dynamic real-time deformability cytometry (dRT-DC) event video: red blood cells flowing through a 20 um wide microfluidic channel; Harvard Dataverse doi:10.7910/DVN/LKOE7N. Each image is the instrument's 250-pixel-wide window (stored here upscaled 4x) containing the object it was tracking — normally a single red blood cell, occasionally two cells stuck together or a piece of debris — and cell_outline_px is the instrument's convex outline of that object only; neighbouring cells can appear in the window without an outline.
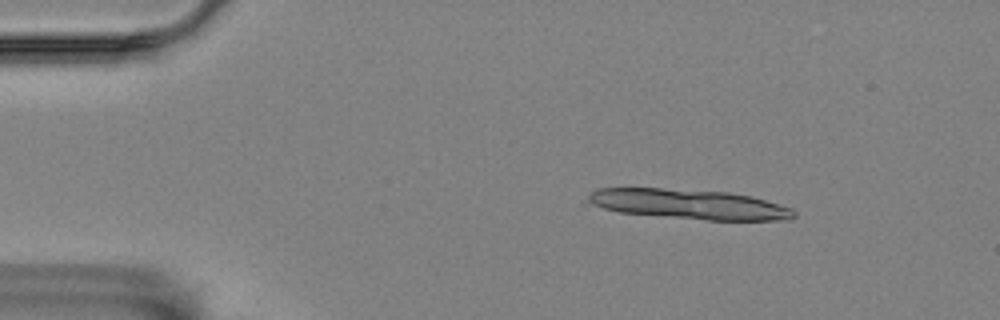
{"species": "Egyptian fruit bat (a non-hibernating species)", "species_latin": "Rousettus aegyptiacus", "temperature_condition": "room temperature", "stored_images_in_passage": 5, "camera_frame_rate_fps": 3000, "um_per_image_px": 0.085, "animal": {"sex": "female"}, "frame": {"image": 1, "passage_image": 2, "time_ms": 0.333, "image_size_px": [1000, 320], "cell_outline_px": [[796, 216], [792, 220], [708, 220], [620, 212], [580, 204], [596, 188], [660, 188], [728, 192], [752, 196], [780, 204], [792, 208], [796, 212]], "centroid_in_image_um": [58.51, 17.36], "position_along_channel_um": 26.5, "area_um2": 36.3}}
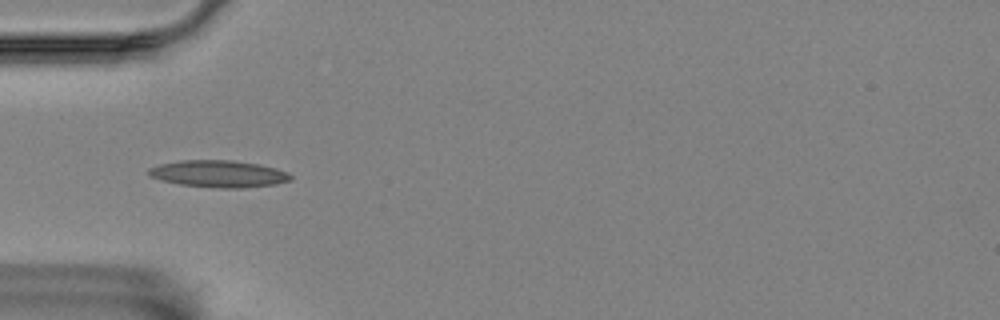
{"frame": {"image": 2, "passage_image": 5, "time_ms": 1.333, "image_size_px": [1000, 320], "cell_outline_px": [[292, 180], [276, 184], [244, 188], [220, 188], [180, 184], [160, 180], [148, 176], [148, 168], [160, 164], [180, 160], [232, 160], [260, 164], [276, 168], [288, 172], [292, 176]], "centroid_in_image_um": [18.6, 14.77], "position_along_channel_um": 66.4, "area_um2": 22.48}}